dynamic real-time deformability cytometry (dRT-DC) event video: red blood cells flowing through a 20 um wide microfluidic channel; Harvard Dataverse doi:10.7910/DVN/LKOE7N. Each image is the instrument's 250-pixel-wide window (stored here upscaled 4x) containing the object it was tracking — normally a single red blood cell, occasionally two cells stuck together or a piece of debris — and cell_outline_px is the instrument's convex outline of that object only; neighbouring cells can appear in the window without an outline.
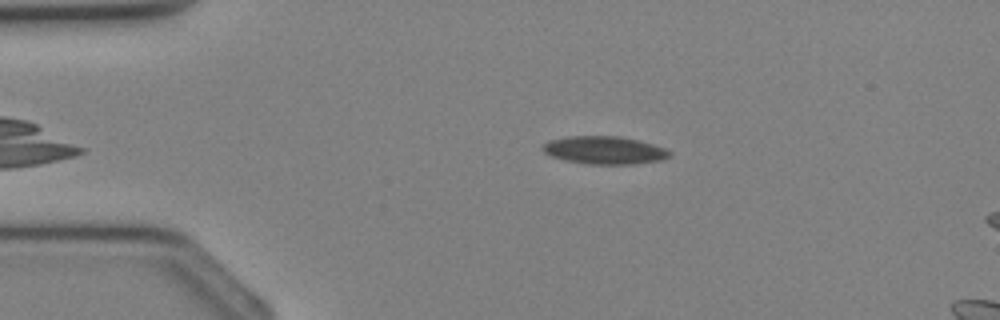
{"species": "Egyptian fruit bat (a non-hibernating species)", "species_latin": "Rousettus aegyptiacus", "temperature_condition": "cold", "stored_images_in_passage": 32, "camera_frame_rate_fps": 3000, "um_per_image_px": 0.085, "animal": {"sex": "female"}, "frame": {"image": 1, "passage_image": 3, "time_ms": 0.667, "image_size_px": [1000, 320], "cell_outline_px": [[672, 156], [664, 160], [632, 164], [588, 164], [564, 160], [552, 156], [544, 152], [540, 148], [540, 144], [548, 140], [568, 136], [620, 136], [640, 140], [664, 148], [672, 152]], "centroid_in_image_um": [51.37, 12.76], "position_along_channel_um": 33.6, "area_um2": 20.92}}
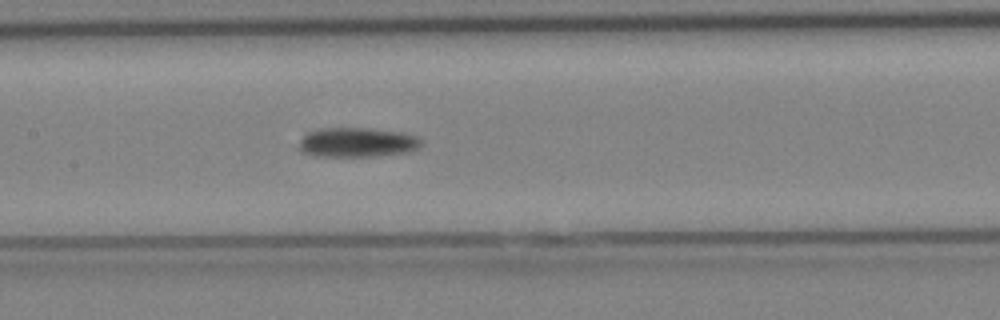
{"frame": {"image": 2, "passage_image": 13, "time_ms": 4.0, "image_size_px": [1000, 320], "cell_outline_px": [[420, 144], [416, 148], [404, 152], [372, 156], [316, 156], [300, 152], [300, 140], [308, 132], [320, 128], [368, 128], [404, 132], [416, 136], [420, 140]], "centroid_in_image_um": [30.31, 12.09], "position_along_channel_um": 177.1, "area_um2": 20.81}}
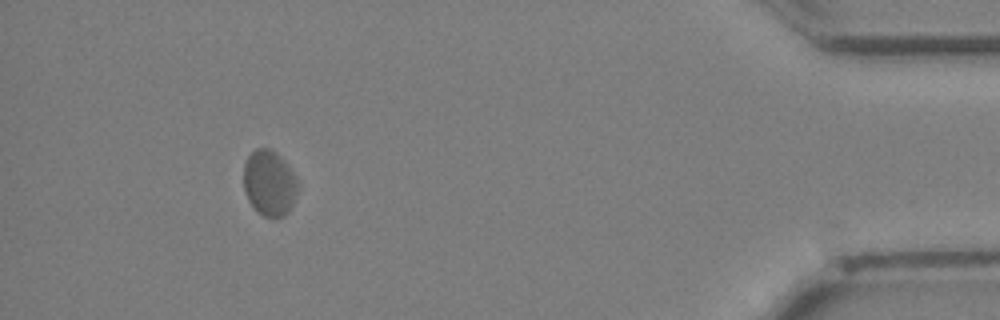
{"frame": {"image": 3, "passage_image": 29, "time_ms": 9.333, "image_size_px": [1000, 320], "cell_outline_px": [[300, 188], [288, 212], [284, 216], [276, 220], [264, 216], [248, 200], [244, 188], [244, 164], [248, 156], [256, 148], [268, 148], [276, 152], [288, 164]], "centroid_in_image_um": [22.92, 15.57], "position_along_channel_um": 412.3, "area_um2": 20.81}}